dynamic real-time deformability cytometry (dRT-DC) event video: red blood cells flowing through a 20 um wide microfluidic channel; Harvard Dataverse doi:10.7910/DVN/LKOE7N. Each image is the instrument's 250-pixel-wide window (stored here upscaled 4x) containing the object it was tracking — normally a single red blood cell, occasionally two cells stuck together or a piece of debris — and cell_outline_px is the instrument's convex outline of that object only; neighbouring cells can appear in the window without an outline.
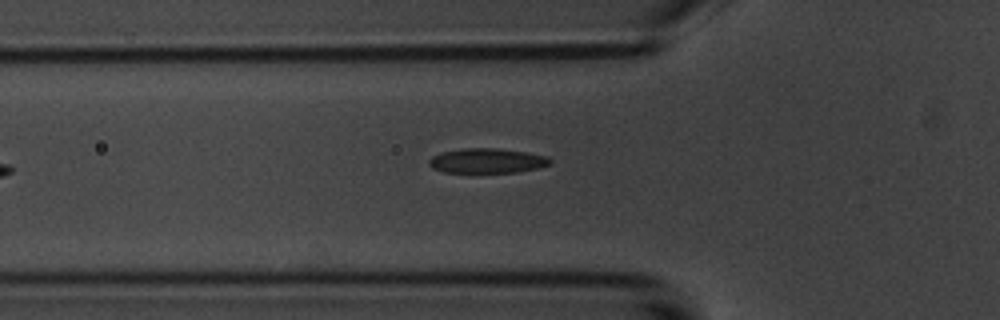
{"species": "common noctule bat (a hibernating species)", "species_latin": "Nyctalus noctula", "temperature_condition": "room temperature", "stored_images_in_passage": 6, "camera_frame_rate_fps": 3000, "um_per_image_px": 0.085, "animal": {"sex": "male", "body_mass_g": 20.1, "forearm_length_mm": 53.5}, "frame": {"image": 1, "passage_image": 6, "time_ms": 7.0, "image_size_px": [1000, 320], "cell_outline_px": [[552, 164], [540, 168], [516, 172], [444, 172], [432, 168], [428, 164], [428, 160], [432, 156], [444, 152], [460, 148], [500, 148], [548, 156], [552, 160]], "centroid_in_image_um": [41.43, 13.66], "position_along_channel_um": 84.4, "area_um2": 17.57}}